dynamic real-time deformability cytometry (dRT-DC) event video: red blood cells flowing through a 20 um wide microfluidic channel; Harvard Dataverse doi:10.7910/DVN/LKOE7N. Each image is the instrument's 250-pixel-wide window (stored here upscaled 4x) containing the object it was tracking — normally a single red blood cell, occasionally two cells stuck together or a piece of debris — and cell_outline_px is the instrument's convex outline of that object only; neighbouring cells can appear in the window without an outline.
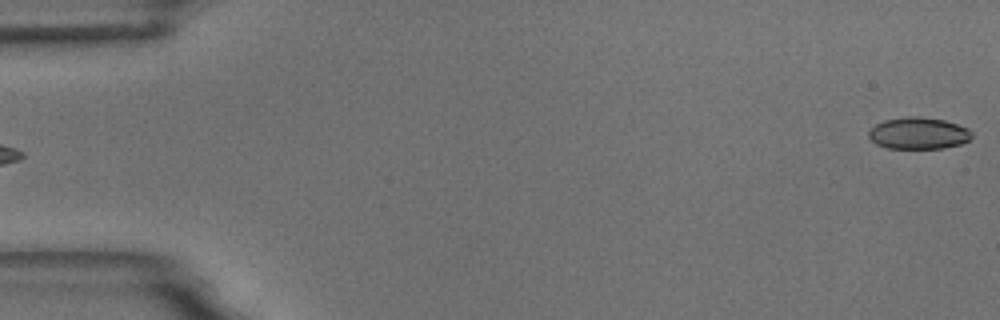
{"species": "common noctule bat (a hibernating species)", "species_latin": "Nyctalus noctula", "temperature_condition": "room temperature", "stored_images_in_passage": 6, "camera_frame_rate_fps": 3000, "um_per_image_px": 0.085, "animal": {"sex": "male", "body_mass_g": 18.8}, "frame": {"image": 1, "passage_image": 1, "time_ms": 0.0, "image_size_px": [1000, 320], "cell_outline_px": [[972, 136], [968, 140], [960, 144], [944, 148], [888, 148], [876, 144], [868, 136], [868, 132], [876, 124], [884, 120], [908, 116], [920, 116], [944, 120], [968, 128], [972, 132]], "centroid_in_image_um": [78.07, 11.32], "position_along_channel_um": 6.9, "area_um2": 19.02}}
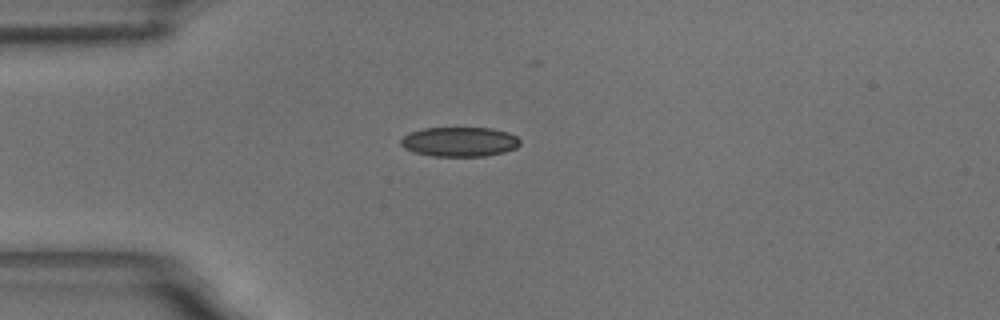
{"frame": {"image": 2, "passage_image": 5, "time_ms": 4.667, "image_size_px": [1000, 320], "cell_outline_px": [[520, 144], [516, 148], [504, 152], [484, 156], [432, 156], [412, 152], [404, 148], [400, 144], [400, 140], [408, 132], [424, 128], [492, 128], [508, 132], [516, 136], [520, 140]], "centroid_in_image_um": [39.04, 12.05], "position_along_channel_um": 46.0, "area_um2": 20.69}}